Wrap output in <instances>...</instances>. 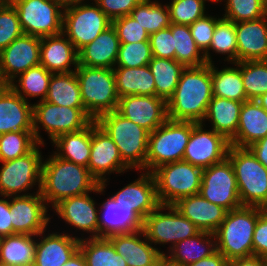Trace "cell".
Wrapping results in <instances>:
<instances>
[{"label": "cell", "instance_id": "9c48e42d", "mask_svg": "<svg viewBox=\"0 0 267 266\" xmlns=\"http://www.w3.org/2000/svg\"><path fill=\"white\" fill-rule=\"evenodd\" d=\"M92 121L85 108L59 106L45 100L33 104V133L37 142L42 145L44 141L39 125L48 133L52 142L63 134L84 129Z\"/></svg>", "mask_w": 267, "mask_h": 266}, {"label": "cell", "instance_id": "7a4b0ae2", "mask_svg": "<svg viewBox=\"0 0 267 266\" xmlns=\"http://www.w3.org/2000/svg\"><path fill=\"white\" fill-rule=\"evenodd\" d=\"M212 96L211 64L187 67L181 73L173 96L167 101V117L202 123Z\"/></svg>", "mask_w": 267, "mask_h": 266}, {"label": "cell", "instance_id": "7dc6e473", "mask_svg": "<svg viewBox=\"0 0 267 266\" xmlns=\"http://www.w3.org/2000/svg\"><path fill=\"white\" fill-rule=\"evenodd\" d=\"M206 1L216 0H173L167 4L170 12V21L177 25H191L206 15Z\"/></svg>", "mask_w": 267, "mask_h": 266}, {"label": "cell", "instance_id": "03108f58", "mask_svg": "<svg viewBox=\"0 0 267 266\" xmlns=\"http://www.w3.org/2000/svg\"><path fill=\"white\" fill-rule=\"evenodd\" d=\"M7 84L3 81L1 74H0V91L6 86Z\"/></svg>", "mask_w": 267, "mask_h": 266}, {"label": "cell", "instance_id": "7bdbcfd3", "mask_svg": "<svg viewBox=\"0 0 267 266\" xmlns=\"http://www.w3.org/2000/svg\"><path fill=\"white\" fill-rule=\"evenodd\" d=\"M149 35L171 25L168 6L158 0H142L129 14Z\"/></svg>", "mask_w": 267, "mask_h": 266}, {"label": "cell", "instance_id": "f5cc1de1", "mask_svg": "<svg viewBox=\"0 0 267 266\" xmlns=\"http://www.w3.org/2000/svg\"><path fill=\"white\" fill-rule=\"evenodd\" d=\"M152 57L175 59L174 38L171 25L159 30L149 37Z\"/></svg>", "mask_w": 267, "mask_h": 266}, {"label": "cell", "instance_id": "003e7915", "mask_svg": "<svg viewBox=\"0 0 267 266\" xmlns=\"http://www.w3.org/2000/svg\"><path fill=\"white\" fill-rule=\"evenodd\" d=\"M8 0H0V8L7 2Z\"/></svg>", "mask_w": 267, "mask_h": 266}, {"label": "cell", "instance_id": "e7e4bbea", "mask_svg": "<svg viewBox=\"0 0 267 266\" xmlns=\"http://www.w3.org/2000/svg\"><path fill=\"white\" fill-rule=\"evenodd\" d=\"M256 101L267 111V93L259 96Z\"/></svg>", "mask_w": 267, "mask_h": 266}, {"label": "cell", "instance_id": "74e56055", "mask_svg": "<svg viewBox=\"0 0 267 266\" xmlns=\"http://www.w3.org/2000/svg\"><path fill=\"white\" fill-rule=\"evenodd\" d=\"M148 67L154 77L156 96L166 102L173 96L185 67L175 59L152 57Z\"/></svg>", "mask_w": 267, "mask_h": 266}, {"label": "cell", "instance_id": "f35d334b", "mask_svg": "<svg viewBox=\"0 0 267 266\" xmlns=\"http://www.w3.org/2000/svg\"><path fill=\"white\" fill-rule=\"evenodd\" d=\"M79 249L85 257L87 266H128L106 237H82Z\"/></svg>", "mask_w": 267, "mask_h": 266}, {"label": "cell", "instance_id": "836d02e7", "mask_svg": "<svg viewBox=\"0 0 267 266\" xmlns=\"http://www.w3.org/2000/svg\"><path fill=\"white\" fill-rule=\"evenodd\" d=\"M51 143L56 147V156L87 167L91 153V123L77 132L63 134Z\"/></svg>", "mask_w": 267, "mask_h": 266}, {"label": "cell", "instance_id": "d4e9b609", "mask_svg": "<svg viewBox=\"0 0 267 266\" xmlns=\"http://www.w3.org/2000/svg\"><path fill=\"white\" fill-rule=\"evenodd\" d=\"M237 62L267 60V15L235 23Z\"/></svg>", "mask_w": 267, "mask_h": 266}, {"label": "cell", "instance_id": "11a10c76", "mask_svg": "<svg viewBox=\"0 0 267 266\" xmlns=\"http://www.w3.org/2000/svg\"><path fill=\"white\" fill-rule=\"evenodd\" d=\"M253 255L267 258V208H261L254 228Z\"/></svg>", "mask_w": 267, "mask_h": 266}, {"label": "cell", "instance_id": "9a60e30c", "mask_svg": "<svg viewBox=\"0 0 267 266\" xmlns=\"http://www.w3.org/2000/svg\"><path fill=\"white\" fill-rule=\"evenodd\" d=\"M204 123L192 122V131L185 148L183 161L201 169L222 162L227 158L230 141L214 130L204 129Z\"/></svg>", "mask_w": 267, "mask_h": 266}, {"label": "cell", "instance_id": "ee69618b", "mask_svg": "<svg viewBox=\"0 0 267 266\" xmlns=\"http://www.w3.org/2000/svg\"><path fill=\"white\" fill-rule=\"evenodd\" d=\"M240 72L248 100L267 93V60L240 62Z\"/></svg>", "mask_w": 267, "mask_h": 266}, {"label": "cell", "instance_id": "d590c367", "mask_svg": "<svg viewBox=\"0 0 267 266\" xmlns=\"http://www.w3.org/2000/svg\"><path fill=\"white\" fill-rule=\"evenodd\" d=\"M45 101L59 106L84 108L75 71L52 73Z\"/></svg>", "mask_w": 267, "mask_h": 266}, {"label": "cell", "instance_id": "5b68a950", "mask_svg": "<svg viewBox=\"0 0 267 266\" xmlns=\"http://www.w3.org/2000/svg\"><path fill=\"white\" fill-rule=\"evenodd\" d=\"M75 73L84 108L93 120L117 109L120 98L113 69L78 65Z\"/></svg>", "mask_w": 267, "mask_h": 266}, {"label": "cell", "instance_id": "6f0895ef", "mask_svg": "<svg viewBox=\"0 0 267 266\" xmlns=\"http://www.w3.org/2000/svg\"><path fill=\"white\" fill-rule=\"evenodd\" d=\"M227 264L228 260L225 256L221 252L216 251L211 256L200 259L199 261L187 266H227Z\"/></svg>", "mask_w": 267, "mask_h": 266}, {"label": "cell", "instance_id": "484cf974", "mask_svg": "<svg viewBox=\"0 0 267 266\" xmlns=\"http://www.w3.org/2000/svg\"><path fill=\"white\" fill-rule=\"evenodd\" d=\"M45 231L36 240L35 257L33 266H62L79 249L80 239L64 232L49 233Z\"/></svg>", "mask_w": 267, "mask_h": 266}, {"label": "cell", "instance_id": "3957f363", "mask_svg": "<svg viewBox=\"0 0 267 266\" xmlns=\"http://www.w3.org/2000/svg\"><path fill=\"white\" fill-rule=\"evenodd\" d=\"M260 213V207L249 206L227 211L214 235L217 251L228 261L253 255L254 228Z\"/></svg>", "mask_w": 267, "mask_h": 266}, {"label": "cell", "instance_id": "d6a6232c", "mask_svg": "<svg viewBox=\"0 0 267 266\" xmlns=\"http://www.w3.org/2000/svg\"><path fill=\"white\" fill-rule=\"evenodd\" d=\"M113 71L119 98L127 95H156L154 77L148 65L137 68L114 67Z\"/></svg>", "mask_w": 267, "mask_h": 266}, {"label": "cell", "instance_id": "83f0119b", "mask_svg": "<svg viewBox=\"0 0 267 266\" xmlns=\"http://www.w3.org/2000/svg\"><path fill=\"white\" fill-rule=\"evenodd\" d=\"M173 206L201 231L214 233L225 218L227 210L213 204L200 194L179 199Z\"/></svg>", "mask_w": 267, "mask_h": 266}, {"label": "cell", "instance_id": "680465c9", "mask_svg": "<svg viewBox=\"0 0 267 266\" xmlns=\"http://www.w3.org/2000/svg\"><path fill=\"white\" fill-rule=\"evenodd\" d=\"M257 160L267 168V136L248 147Z\"/></svg>", "mask_w": 267, "mask_h": 266}, {"label": "cell", "instance_id": "8fae6325", "mask_svg": "<svg viewBox=\"0 0 267 266\" xmlns=\"http://www.w3.org/2000/svg\"><path fill=\"white\" fill-rule=\"evenodd\" d=\"M166 210L168 212L163 213ZM142 230L152 244L164 245L171 243L170 249L176 243L192 237L201 231L173 205L163 204H160L144 219Z\"/></svg>", "mask_w": 267, "mask_h": 266}, {"label": "cell", "instance_id": "5bb4252c", "mask_svg": "<svg viewBox=\"0 0 267 266\" xmlns=\"http://www.w3.org/2000/svg\"><path fill=\"white\" fill-rule=\"evenodd\" d=\"M199 194L227 211L242 207L235 172L228 158L203 169Z\"/></svg>", "mask_w": 267, "mask_h": 266}, {"label": "cell", "instance_id": "681fc988", "mask_svg": "<svg viewBox=\"0 0 267 266\" xmlns=\"http://www.w3.org/2000/svg\"><path fill=\"white\" fill-rule=\"evenodd\" d=\"M22 34L18 13L14 6L7 1L0 8V51Z\"/></svg>", "mask_w": 267, "mask_h": 266}, {"label": "cell", "instance_id": "cb8c5ba5", "mask_svg": "<svg viewBox=\"0 0 267 266\" xmlns=\"http://www.w3.org/2000/svg\"><path fill=\"white\" fill-rule=\"evenodd\" d=\"M89 193L68 197L56 204L53 210L67 224L98 237V210Z\"/></svg>", "mask_w": 267, "mask_h": 266}, {"label": "cell", "instance_id": "94428289", "mask_svg": "<svg viewBox=\"0 0 267 266\" xmlns=\"http://www.w3.org/2000/svg\"><path fill=\"white\" fill-rule=\"evenodd\" d=\"M62 266H87L85 257L80 249H78L72 257Z\"/></svg>", "mask_w": 267, "mask_h": 266}, {"label": "cell", "instance_id": "f907efd6", "mask_svg": "<svg viewBox=\"0 0 267 266\" xmlns=\"http://www.w3.org/2000/svg\"><path fill=\"white\" fill-rule=\"evenodd\" d=\"M112 25L116 29L120 43L149 41L148 32L130 15L114 19Z\"/></svg>", "mask_w": 267, "mask_h": 266}, {"label": "cell", "instance_id": "52a82bcc", "mask_svg": "<svg viewBox=\"0 0 267 266\" xmlns=\"http://www.w3.org/2000/svg\"><path fill=\"white\" fill-rule=\"evenodd\" d=\"M160 204L173 205L179 199L199 194L203 169L186 161L160 165L151 172Z\"/></svg>", "mask_w": 267, "mask_h": 266}, {"label": "cell", "instance_id": "603a6c76", "mask_svg": "<svg viewBox=\"0 0 267 266\" xmlns=\"http://www.w3.org/2000/svg\"><path fill=\"white\" fill-rule=\"evenodd\" d=\"M98 208V237L132 233L143 229V219L130 207L116 203L111 196ZM101 209V210H100Z\"/></svg>", "mask_w": 267, "mask_h": 266}, {"label": "cell", "instance_id": "277c9868", "mask_svg": "<svg viewBox=\"0 0 267 266\" xmlns=\"http://www.w3.org/2000/svg\"><path fill=\"white\" fill-rule=\"evenodd\" d=\"M97 124L118 147L122 161L135 170H146L149 132L116 110L101 115Z\"/></svg>", "mask_w": 267, "mask_h": 266}, {"label": "cell", "instance_id": "91938a15", "mask_svg": "<svg viewBox=\"0 0 267 266\" xmlns=\"http://www.w3.org/2000/svg\"><path fill=\"white\" fill-rule=\"evenodd\" d=\"M266 265H267L266 258L255 255L249 257L236 258L228 261L227 264V266H266Z\"/></svg>", "mask_w": 267, "mask_h": 266}, {"label": "cell", "instance_id": "44dd1931", "mask_svg": "<svg viewBox=\"0 0 267 266\" xmlns=\"http://www.w3.org/2000/svg\"><path fill=\"white\" fill-rule=\"evenodd\" d=\"M143 237V240L142 238ZM128 266H157L164 251L152 246L143 230L107 237Z\"/></svg>", "mask_w": 267, "mask_h": 266}, {"label": "cell", "instance_id": "e575fe53", "mask_svg": "<svg viewBox=\"0 0 267 266\" xmlns=\"http://www.w3.org/2000/svg\"><path fill=\"white\" fill-rule=\"evenodd\" d=\"M15 234L0 239V264L8 266H33L36 240L40 237Z\"/></svg>", "mask_w": 267, "mask_h": 266}, {"label": "cell", "instance_id": "ffe728a7", "mask_svg": "<svg viewBox=\"0 0 267 266\" xmlns=\"http://www.w3.org/2000/svg\"><path fill=\"white\" fill-rule=\"evenodd\" d=\"M8 132L33 133V104L6 85L0 91V135Z\"/></svg>", "mask_w": 267, "mask_h": 266}, {"label": "cell", "instance_id": "9f6ffc18", "mask_svg": "<svg viewBox=\"0 0 267 266\" xmlns=\"http://www.w3.org/2000/svg\"><path fill=\"white\" fill-rule=\"evenodd\" d=\"M3 198L0 199V238L13 235L10 197L3 196Z\"/></svg>", "mask_w": 267, "mask_h": 266}, {"label": "cell", "instance_id": "bcb514c9", "mask_svg": "<svg viewBox=\"0 0 267 266\" xmlns=\"http://www.w3.org/2000/svg\"><path fill=\"white\" fill-rule=\"evenodd\" d=\"M222 0H216L221 2ZM222 16L234 23L257 20L267 15L264 0H226Z\"/></svg>", "mask_w": 267, "mask_h": 266}, {"label": "cell", "instance_id": "1f68e13d", "mask_svg": "<svg viewBox=\"0 0 267 266\" xmlns=\"http://www.w3.org/2000/svg\"><path fill=\"white\" fill-rule=\"evenodd\" d=\"M242 104L243 102L212 96L202 123L209 120L211 129L230 141L237 132Z\"/></svg>", "mask_w": 267, "mask_h": 266}, {"label": "cell", "instance_id": "8992f818", "mask_svg": "<svg viewBox=\"0 0 267 266\" xmlns=\"http://www.w3.org/2000/svg\"><path fill=\"white\" fill-rule=\"evenodd\" d=\"M227 158L237 180L242 206L267 208V168L249 148L231 145Z\"/></svg>", "mask_w": 267, "mask_h": 266}, {"label": "cell", "instance_id": "60d3db41", "mask_svg": "<svg viewBox=\"0 0 267 266\" xmlns=\"http://www.w3.org/2000/svg\"><path fill=\"white\" fill-rule=\"evenodd\" d=\"M174 38L175 60L187 67H199L206 64L204 53L196 45L189 25L171 23Z\"/></svg>", "mask_w": 267, "mask_h": 266}, {"label": "cell", "instance_id": "816d5d0a", "mask_svg": "<svg viewBox=\"0 0 267 266\" xmlns=\"http://www.w3.org/2000/svg\"><path fill=\"white\" fill-rule=\"evenodd\" d=\"M220 18L206 14L189 25L192 37L196 45L204 53L210 46L216 23Z\"/></svg>", "mask_w": 267, "mask_h": 266}, {"label": "cell", "instance_id": "ab89813d", "mask_svg": "<svg viewBox=\"0 0 267 266\" xmlns=\"http://www.w3.org/2000/svg\"><path fill=\"white\" fill-rule=\"evenodd\" d=\"M51 76L52 73L44 66L38 65L21 73L17 76L18 78L12 80L8 85L27 102H29L28 97H41L40 101H44L48 93Z\"/></svg>", "mask_w": 267, "mask_h": 266}, {"label": "cell", "instance_id": "4316f807", "mask_svg": "<svg viewBox=\"0 0 267 266\" xmlns=\"http://www.w3.org/2000/svg\"><path fill=\"white\" fill-rule=\"evenodd\" d=\"M63 33L41 38L40 65L51 73L74 72L78 66V52ZM74 66V70L70 66Z\"/></svg>", "mask_w": 267, "mask_h": 266}, {"label": "cell", "instance_id": "2e32d148", "mask_svg": "<svg viewBox=\"0 0 267 266\" xmlns=\"http://www.w3.org/2000/svg\"><path fill=\"white\" fill-rule=\"evenodd\" d=\"M13 235L28 234L39 236L46 230L51 218L48 217V206L40 194L24 193L21 196L10 197Z\"/></svg>", "mask_w": 267, "mask_h": 266}, {"label": "cell", "instance_id": "d6986e66", "mask_svg": "<svg viewBox=\"0 0 267 266\" xmlns=\"http://www.w3.org/2000/svg\"><path fill=\"white\" fill-rule=\"evenodd\" d=\"M116 111L143 127L149 133L168 119L167 102L156 95H127L121 97Z\"/></svg>", "mask_w": 267, "mask_h": 266}, {"label": "cell", "instance_id": "db71d44e", "mask_svg": "<svg viewBox=\"0 0 267 266\" xmlns=\"http://www.w3.org/2000/svg\"><path fill=\"white\" fill-rule=\"evenodd\" d=\"M93 1V0H92ZM142 0H94L112 21L129 15Z\"/></svg>", "mask_w": 267, "mask_h": 266}, {"label": "cell", "instance_id": "e0dca14e", "mask_svg": "<svg viewBox=\"0 0 267 266\" xmlns=\"http://www.w3.org/2000/svg\"><path fill=\"white\" fill-rule=\"evenodd\" d=\"M41 38L22 34L0 51V74L8 85L29 68L40 65Z\"/></svg>", "mask_w": 267, "mask_h": 266}, {"label": "cell", "instance_id": "4dcf8cb0", "mask_svg": "<svg viewBox=\"0 0 267 266\" xmlns=\"http://www.w3.org/2000/svg\"><path fill=\"white\" fill-rule=\"evenodd\" d=\"M211 238V239H210ZM165 256L182 266L195 263L217 251L214 233L200 231L198 234L176 243Z\"/></svg>", "mask_w": 267, "mask_h": 266}, {"label": "cell", "instance_id": "a7ac6f4b", "mask_svg": "<svg viewBox=\"0 0 267 266\" xmlns=\"http://www.w3.org/2000/svg\"><path fill=\"white\" fill-rule=\"evenodd\" d=\"M264 6H265V9H266V12H267V0H264Z\"/></svg>", "mask_w": 267, "mask_h": 266}, {"label": "cell", "instance_id": "8d00e7d4", "mask_svg": "<svg viewBox=\"0 0 267 266\" xmlns=\"http://www.w3.org/2000/svg\"><path fill=\"white\" fill-rule=\"evenodd\" d=\"M234 65L237 67L235 68ZM233 67L228 66L218 70L214 66V62L211 64L212 94L215 97L234 101H247L240 72V62L233 63Z\"/></svg>", "mask_w": 267, "mask_h": 266}, {"label": "cell", "instance_id": "7c38bea8", "mask_svg": "<svg viewBox=\"0 0 267 266\" xmlns=\"http://www.w3.org/2000/svg\"><path fill=\"white\" fill-rule=\"evenodd\" d=\"M16 9L24 34L48 37L62 33L63 10L52 0H8Z\"/></svg>", "mask_w": 267, "mask_h": 266}, {"label": "cell", "instance_id": "6da1fadb", "mask_svg": "<svg viewBox=\"0 0 267 266\" xmlns=\"http://www.w3.org/2000/svg\"><path fill=\"white\" fill-rule=\"evenodd\" d=\"M106 182H99L87 167L66 161L54 153L42 162L40 194L48 207L53 208L61 200L86 193H101Z\"/></svg>", "mask_w": 267, "mask_h": 266}, {"label": "cell", "instance_id": "f546056e", "mask_svg": "<svg viewBox=\"0 0 267 266\" xmlns=\"http://www.w3.org/2000/svg\"><path fill=\"white\" fill-rule=\"evenodd\" d=\"M120 44L116 29L111 25L78 52V65L113 69Z\"/></svg>", "mask_w": 267, "mask_h": 266}, {"label": "cell", "instance_id": "ba28073f", "mask_svg": "<svg viewBox=\"0 0 267 266\" xmlns=\"http://www.w3.org/2000/svg\"><path fill=\"white\" fill-rule=\"evenodd\" d=\"M192 131V122L167 119L149 133L146 171L160 165L182 161Z\"/></svg>", "mask_w": 267, "mask_h": 266}, {"label": "cell", "instance_id": "ac0fdd59", "mask_svg": "<svg viewBox=\"0 0 267 266\" xmlns=\"http://www.w3.org/2000/svg\"><path fill=\"white\" fill-rule=\"evenodd\" d=\"M87 168L99 184L108 183L105 177L110 173H124L130 169L122 161L116 144L96 120L91 122V153Z\"/></svg>", "mask_w": 267, "mask_h": 266}, {"label": "cell", "instance_id": "c3c4849f", "mask_svg": "<svg viewBox=\"0 0 267 266\" xmlns=\"http://www.w3.org/2000/svg\"><path fill=\"white\" fill-rule=\"evenodd\" d=\"M152 59L149 41L121 43L116 67L137 68L148 65Z\"/></svg>", "mask_w": 267, "mask_h": 266}, {"label": "cell", "instance_id": "30bf717a", "mask_svg": "<svg viewBox=\"0 0 267 266\" xmlns=\"http://www.w3.org/2000/svg\"><path fill=\"white\" fill-rule=\"evenodd\" d=\"M111 25L112 20L93 2H84L63 10L62 33L77 52Z\"/></svg>", "mask_w": 267, "mask_h": 266}, {"label": "cell", "instance_id": "7402d4cb", "mask_svg": "<svg viewBox=\"0 0 267 266\" xmlns=\"http://www.w3.org/2000/svg\"><path fill=\"white\" fill-rule=\"evenodd\" d=\"M111 196L117 204L133 208L143 220L160 205L154 176L147 171H144L137 180L127 184Z\"/></svg>", "mask_w": 267, "mask_h": 266}, {"label": "cell", "instance_id": "be15d7a7", "mask_svg": "<svg viewBox=\"0 0 267 266\" xmlns=\"http://www.w3.org/2000/svg\"><path fill=\"white\" fill-rule=\"evenodd\" d=\"M157 266H182L178 263L172 262L170 259H168L165 255L161 257V259L158 262Z\"/></svg>", "mask_w": 267, "mask_h": 266}, {"label": "cell", "instance_id": "f1b7e54d", "mask_svg": "<svg viewBox=\"0 0 267 266\" xmlns=\"http://www.w3.org/2000/svg\"><path fill=\"white\" fill-rule=\"evenodd\" d=\"M267 136V111L256 100L244 101L240 110L236 135L230 144L248 148Z\"/></svg>", "mask_w": 267, "mask_h": 266}, {"label": "cell", "instance_id": "4fadbf2b", "mask_svg": "<svg viewBox=\"0 0 267 266\" xmlns=\"http://www.w3.org/2000/svg\"><path fill=\"white\" fill-rule=\"evenodd\" d=\"M38 144L28 154L4 162L0 168V197L21 196L38 185L40 190L43 156ZM37 182V183H36Z\"/></svg>", "mask_w": 267, "mask_h": 266}, {"label": "cell", "instance_id": "6125c7cd", "mask_svg": "<svg viewBox=\"0 0 267 266\" xmlns=\"http://www.w3.org/2000/svg\"><path fill=\"white\" fill-rule=\"evenodd\" d=\"M57 3L62 9L75 6L84 2V0H52Z\"/></svg>", "mask_w": 267, "mask_h": 266}, {"label": "cell", "instance_id": "f6af8a7d", "mask_svg": "<svg viewBox=\"0 0 267 266\" xmlns=\"http://www.w3.org/2000/svg\"><path fill=\"white\" fill-rule=\"evenodd\" d=\"M39 143L34 133L8 132L0 135V162L13 160L31 152Z\"/></svg>", "mask_w": 267, "mask_h": 266}, {"label": "cell", "instance_id": "b9f144b4", "mask_svg": "<svg viewBox=\"0 0 267 266\" xmlns=\"http://www.w3.org/2000/svg\"><path fill=\"white\" fill-rule=\"evenodd\" d=\"M210 50L215 53L227 55L224 61L230 62L231 64L237 63V40L235 23L220 17L216 23V27L213 33L212 41L209 48L204 52L206 63L212 64V57L210 56Z\"/></svg>", "mask_w": 267, "mask_h": 266}]
</instances>
